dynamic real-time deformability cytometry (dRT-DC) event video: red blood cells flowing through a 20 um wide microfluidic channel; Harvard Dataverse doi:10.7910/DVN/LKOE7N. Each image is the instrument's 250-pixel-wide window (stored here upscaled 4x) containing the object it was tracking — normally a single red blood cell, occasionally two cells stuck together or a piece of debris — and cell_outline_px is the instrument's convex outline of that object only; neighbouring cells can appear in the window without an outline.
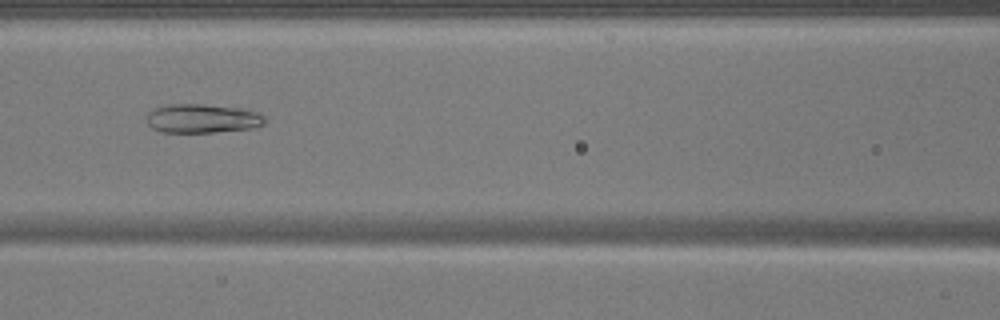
{"species": "common noctule bat (a hibernating species)", "species_latin": "Nyctalus noctula", "temperature_condition": "warm", "stored_images_in_passage": 12, "camera_frame_rate_fps": 3000, "um_per_image_px": 0.085, "animal": {"sex": "male", "body_mass_g": 17.9}, "frame": {"image": 1, "passage_image": 10, "time_ms": 3.0, "image_size_px": [1000, 320], "cell_outline_px": [[264, 124], [252, 128], [216, 132], [160, 132], [152, 128], [148, 124], [148, 112], [156, 108], [168, 104], [204, 104], [240, 108], [256, 112], [264, 116]], "centroid_in_image_um": [17.19, 10.07], "position_along_channel_um": 149.4, "area_um2": 19.83}}